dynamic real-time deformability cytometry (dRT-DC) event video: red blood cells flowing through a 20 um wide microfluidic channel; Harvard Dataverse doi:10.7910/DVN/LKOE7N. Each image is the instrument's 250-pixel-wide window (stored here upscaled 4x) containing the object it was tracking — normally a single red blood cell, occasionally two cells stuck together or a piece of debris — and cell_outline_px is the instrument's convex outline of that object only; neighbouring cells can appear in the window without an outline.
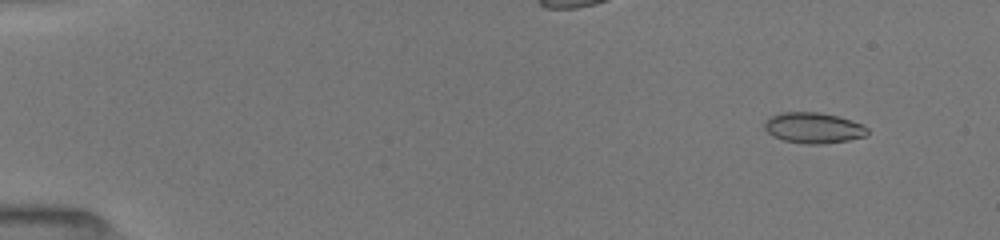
{"species": "common noctule bat (a hibernating species)", "species_latin": "Nyctalus noctula", "temperature_condition": "room temperature", "stored_images_in_passage": 20, "camera_frame_rate_fps": 3000, "um_per_image_px": 0.085, "animal": {"sex": "female", "body_mass_g": 19.5, "forearm_length_mm": 54.1}, "frame": {"image": 1, "passage_image": 2, "time_ms": 1.0, "image_size_px": [1000, 240], "cell_outline_px": [[868, 132], [864, 136], [848, 140], [824, 144], [808, 144], [784, 140], [772, 136], [764, 128], [764, 120], [780, 112], [820, 112], [836, 116], [864, 124], [868, 128]], "centroid_in_image_um": [69.13, 10.86], "position_along_channel_um": 15.9, "area_um2": 18.44}}
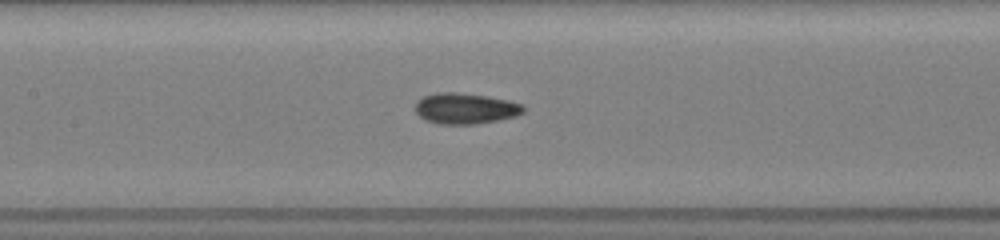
{"frame": {"image": 2, "passage_image": 12, "time_ms": 8.0, "image_size_px": [1000, 240], "cell_outline_px": [[524, 112], [516, 116], [496, 120], [472, 124], [440, 124], [424, 120], [416, 112], [416, 100], [424, 96], [436, 92], [456, 92], [488, 96], [508, 100], [524, 104]], "centroid_in_image_um": [39.55, 9.21], "position_along_channel_um": 167.9, "area_um2": 19.48}}
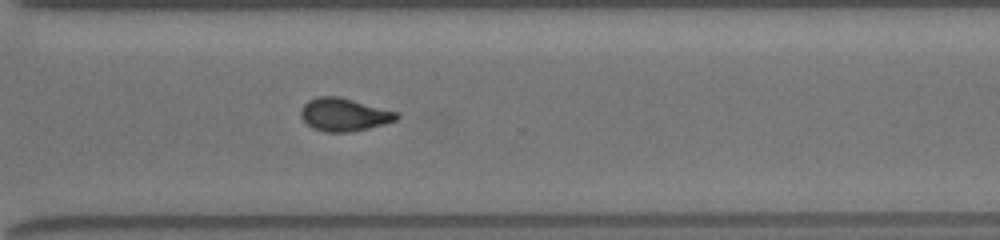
{"frame": {"image": 3, "passage_image": 20, "time_ms": 12.333, "image_size_px": [1000, 240], "cell_outline_px": [[400, 116], [396, 120], [384, 124], [368, 128], [348, 132], [324, 132], [312, 128], [300, 116], [300, 108], [308, 100], [316, 96], [340, 96], [396, 112]], "centroid_in_image_um": [29.2, 9.73], "position_along_channel_um": 341.4, "area_um2": 18.38}}